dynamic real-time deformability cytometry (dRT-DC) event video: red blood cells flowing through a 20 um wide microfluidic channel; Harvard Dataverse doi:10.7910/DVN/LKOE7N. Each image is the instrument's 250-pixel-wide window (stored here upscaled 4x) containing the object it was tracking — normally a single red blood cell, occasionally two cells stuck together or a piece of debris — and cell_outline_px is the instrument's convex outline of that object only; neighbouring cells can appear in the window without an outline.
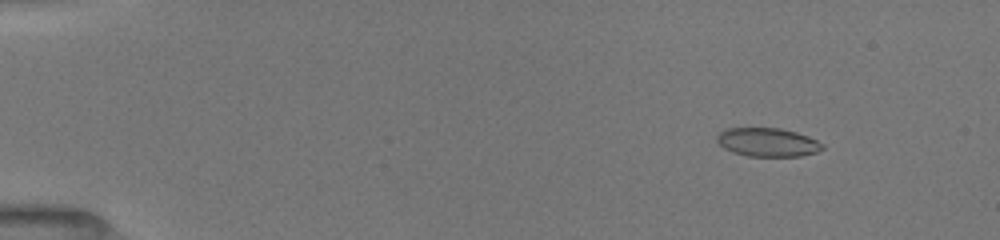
{"species": "common noctule bat (a hibernating species)", "species_latin": "Nyctalus noctula", "temperature_condition": "room temperature", "stored_images_in_passage": 12, "camera_frame_rate_fps": 3000, "um_per_image_px": 0.085, "animal": {"sex": "female", "body_mass_g": 19.5, "forearm_length_mm": 54.1}, "frame": {"image": 1, "passage_image": 3, "time_ms": 1.667, "image_size_px": [1000, 240], "cell_outline_px": [[824, 148], [816, 152], [800, 156], [748, 156], [732, 152], [724, 148], [716, 140], [716, 136], [720, 132], [728, 128], [780, 128], [796, 132], [808, 136], [824, 144]], "centroid_in_image_um": [65.25, 12.09], "position_along_channel_um": 19.8, "area_um2": 17.57}}
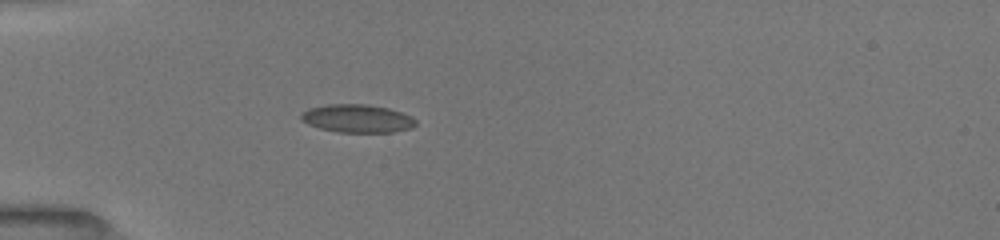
{"frame": {"image": 2, "passage_image": 8, "time_ms": 5.0, "image_size_px": [1000, 240], "cell_outline_px": [[416, 124], [412, 128], [392, 132], [336, 132], [320, 128], [308, 124], [300, 120], [300, 112], [308, 108], [328, 104], [368, 104], [388, 108], [412, 116], [416, 120]], "centroid_in_image_um": [30.34, 10.07], "position_along_channel_um": 54.7, "area_um2": 18.96}}
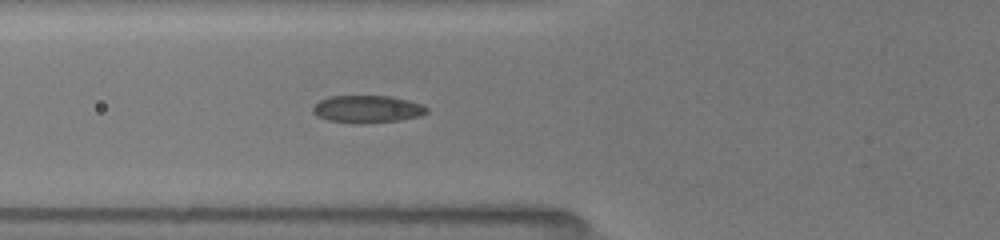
{"frame": {"image": 3, "passage_image": 12, "time_ms": 6.333, "image_size_px": [1000, 240], "cell_outline_px": [[428, 112], [420, 116], [400, 120], [364, 124], [352, 124], [328, 120], [316, 116], [312, 112], [312, 108], [320, 100], [328, 96], [388, 96], [408, 100], [424, 104], [428, 108]], "centroid_in_image_um": [31.22, 9.29], "position_along_channel_um": 94.6, "area_um2": 18.5}}